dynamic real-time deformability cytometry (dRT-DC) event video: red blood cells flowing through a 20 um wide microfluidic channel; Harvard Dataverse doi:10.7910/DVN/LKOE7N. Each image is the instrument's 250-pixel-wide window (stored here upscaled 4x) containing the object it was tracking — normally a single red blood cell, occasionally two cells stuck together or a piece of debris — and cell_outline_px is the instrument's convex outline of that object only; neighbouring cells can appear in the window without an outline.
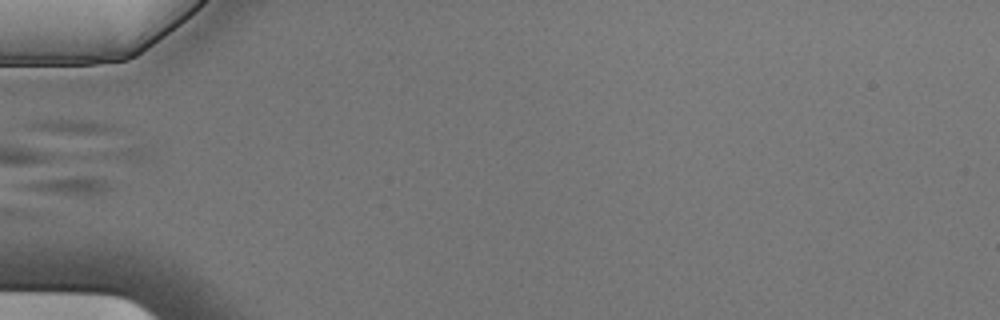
{"species": "Egyptian fruit bat (a non-hibernating species)", "species_latin": "Rousettus aegyptiacus", "temperature_condition": "cold", "stored_images_in_passage": 3, "camera_frame_rate_fps": 3000, "um_per_image_px": 0.085, "animal": {"sex": "male"}, "frame": {"image": 1, "passage_image": 3, "time_ms": 0.667, "image_size_px": [1000, 320], "cell_outline_px": [[112, 188], [92, 196], [76, 196], [48, 192], [28, 188], [24, 184], [76, 156], [92, 156], [112, 184]], "centroid_in_image_um": [6.24, 15.18], "position_along_channel_um": 78.8, "area_um2": 16.01}}